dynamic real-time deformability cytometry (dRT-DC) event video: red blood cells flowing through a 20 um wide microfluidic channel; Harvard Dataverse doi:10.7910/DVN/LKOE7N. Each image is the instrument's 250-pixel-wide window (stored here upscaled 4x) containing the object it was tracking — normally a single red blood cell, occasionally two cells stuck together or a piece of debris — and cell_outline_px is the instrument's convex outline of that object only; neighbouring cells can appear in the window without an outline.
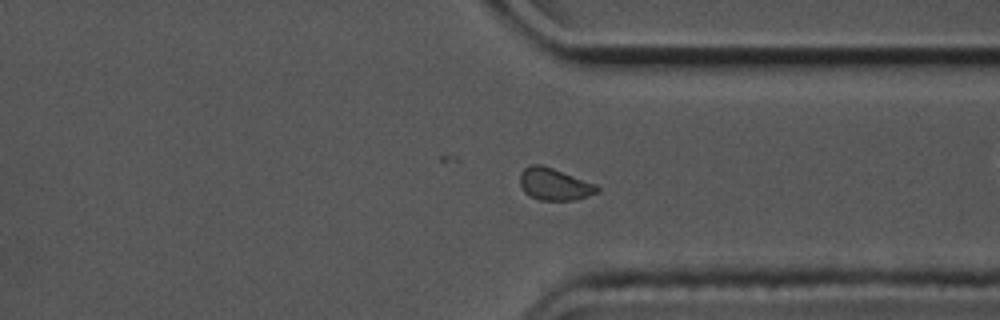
{"species": "common noctule bat (a hibernating species)", "species_latin": "Nyctalus noctula", "temperature_condition": "cold", "stored_images_in_passage": 40, "camera_frame_rate_fps": 3000, "um_per_image_px": 0.085, "animal": {"sex": "male", "body_mass_g": 17.5, "forearm_length_mm": 52.3}, "frame": {"image": 1, "passage_image": 25, "time_ms": 8.0, "image_size_px": [1000, 320], "cell_outline_px": [[600, 188], [596, 192], [588, 196], [576, 200], [540, 200], [528, 196], [524, 192], [520, 184], [520, 172], [524, 168], [532, 164], [540, 164], [552, 168], [596, 184]], "centroid_in_image_um": [47.09, 15.66], "position_along_channel_um": 364.3, "area_um2": 14.39}}